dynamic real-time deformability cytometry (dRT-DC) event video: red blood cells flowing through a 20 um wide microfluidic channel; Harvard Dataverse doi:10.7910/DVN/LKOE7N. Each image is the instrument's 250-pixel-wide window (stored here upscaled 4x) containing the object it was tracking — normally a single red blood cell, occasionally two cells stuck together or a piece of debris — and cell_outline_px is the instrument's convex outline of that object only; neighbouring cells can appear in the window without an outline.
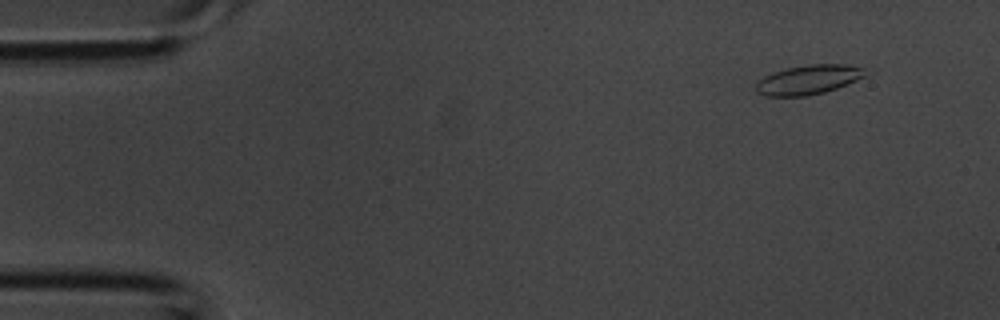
{"species": "common noctule bat (a hibernating species)", "species_latin": "Nyctalus noctula", "temperature_condition": "room temperature", "stored_images_in_passage": 38, "camera_frame_rate_fps": 3000, "um_per_image_px": 0.085, "animal": {"sex": "male", "body_mass_g": 20.1, "forearm_length_mm": 53.5}, "frame": {"image": 1, "passage_image": 4, "time_ms": 1.0, "image_size_px": [1000, 320], "cell_outline_px": [[868, 76], [836, 88], [824, 92], [808, 96], [764, 96], [756, 92], [756, 84], [764, 76], [772, 72], [784, 68], [808, 64], [848, 64], [864, 68]], "centroid_in_image_um": [68.72, 6.76], "position_along_channel_um": 16.3, "area_um2": 18.96}}
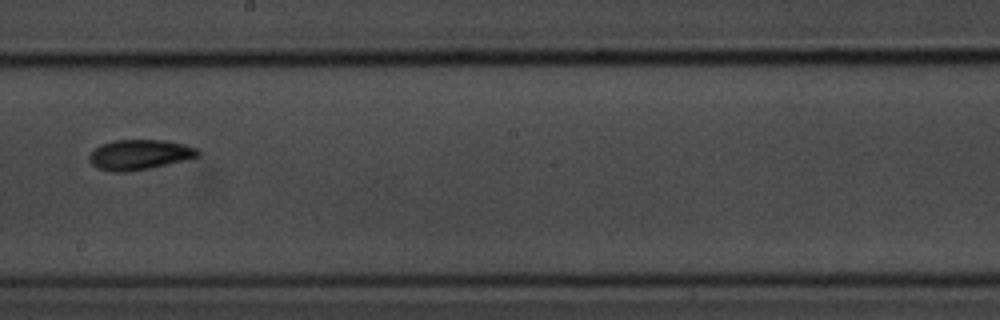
{"frame": {"image": 2, "passage_image": 22, "time_ms": 7.0, "image_size_px": [1000, 320], "cell_outline_px": [[200, 156], [184, 160], [148, 168], [128, 172], [112, 172], [96, 168], [88, 160], [88, 156], [100, 144], [116, 140], [168, 140], [184, 144], [196, 148], [200, 152]], "centroid_in_image_um": [11.84, 13.14], "position_along_channel_um": 236.4, "area_um2": 19.07}}
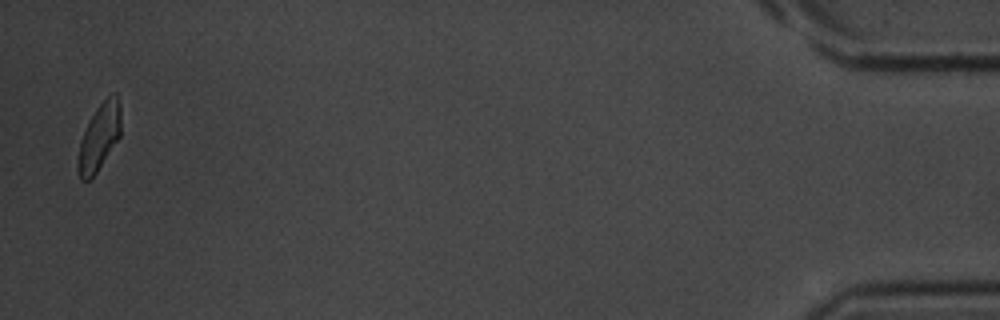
{"frame": {"image": 3, "passage_image": 38, "time_ms": 12.333, "image_size_px": [1000, 320], "cell_outline_px": [[120, 136], [96, 172], [88, 180], [80, 180], [76, 168], [76, 164], [80, 140], [88, 120], [96, 108], [112, 92], [116, 92], [120, 108]], "centroid_in_image_um": [8.4, 11.65], "position_along_channel_um": 426.8, "area_um2": 16.7}}